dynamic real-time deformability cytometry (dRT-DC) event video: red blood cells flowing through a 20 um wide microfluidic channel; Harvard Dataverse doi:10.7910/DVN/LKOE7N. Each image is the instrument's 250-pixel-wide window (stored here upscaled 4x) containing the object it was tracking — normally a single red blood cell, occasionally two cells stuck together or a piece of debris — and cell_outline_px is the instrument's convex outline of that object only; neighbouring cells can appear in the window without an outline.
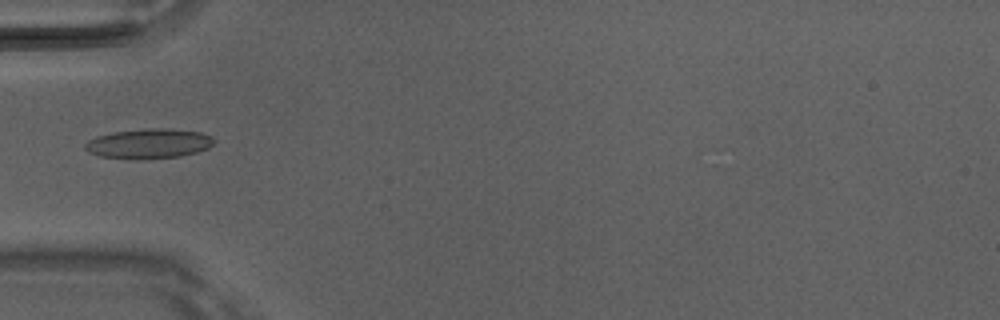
{"species": "Egyptian fruit bat (a non-hibernating species)", "species_latin": "Rousettus aegyptiacus", "temperature_condition": "room temperature", "stored_images_in_passage": 3, "camera_frame_rate_fps": 3000, "um_per_image_px": 0.085, "animal": {"sex": "male"}, "frame": {"image": 1, "passage_image": 3, "time_ms": 0.667, "image_size_px": [1000, 320], "cell_outline_px": [[216, 140], [208, 148], [196, 152], [180, 156], [140, 160], [100, 156], [88, 152], [84, 148], [84, 144], [88, 140], [96, 136], [112, 132], [148, 128], [168, 128], [200, 132], [212, 136]], "centroid_in_image_um": [12.63, 12.2], "position_along_channel_um": 72.4, "area_um2": 22.6}}